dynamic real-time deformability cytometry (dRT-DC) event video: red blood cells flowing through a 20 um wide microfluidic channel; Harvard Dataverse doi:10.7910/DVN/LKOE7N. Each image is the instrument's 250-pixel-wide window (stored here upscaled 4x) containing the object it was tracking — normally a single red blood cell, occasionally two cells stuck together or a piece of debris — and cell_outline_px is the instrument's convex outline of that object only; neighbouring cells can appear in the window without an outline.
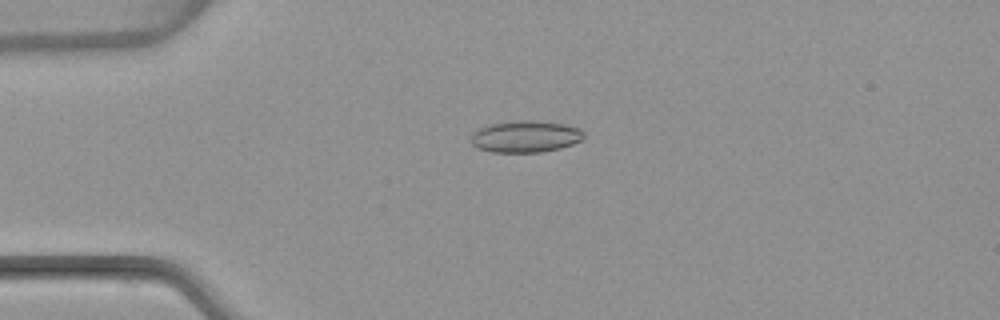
{"species": "common noctule bat (a hibernating species)", "species_latin": "Nyctalus noctula", "temperature_condition": "warm", "stored_images_in_passage": 5, "camera_frame_rate_fps": 3000, "um_per_image_px": 0.085, "animal": {"sex": "female", "body_mass_g": 22.7, "forearm_length_mm": 54.2}, "frame": {"image": 1, "passage_image": 4, "time_ms": 3.667, "image_size_px": [1000, 320], "cell_outline_px": [[584, 136], [580, 140], [572, 144], [560, 148], [540, 152], [492, 152], [480, 148], [472, 144], [472, 132], [488, 124], [516, 120], [532, 120], [564, 124], [580, 128], [584, 132]], "centroid_in_image_um": [44.67, 11.59], "position_along_channel_um": 40.3, "area_um2": 20.81}}